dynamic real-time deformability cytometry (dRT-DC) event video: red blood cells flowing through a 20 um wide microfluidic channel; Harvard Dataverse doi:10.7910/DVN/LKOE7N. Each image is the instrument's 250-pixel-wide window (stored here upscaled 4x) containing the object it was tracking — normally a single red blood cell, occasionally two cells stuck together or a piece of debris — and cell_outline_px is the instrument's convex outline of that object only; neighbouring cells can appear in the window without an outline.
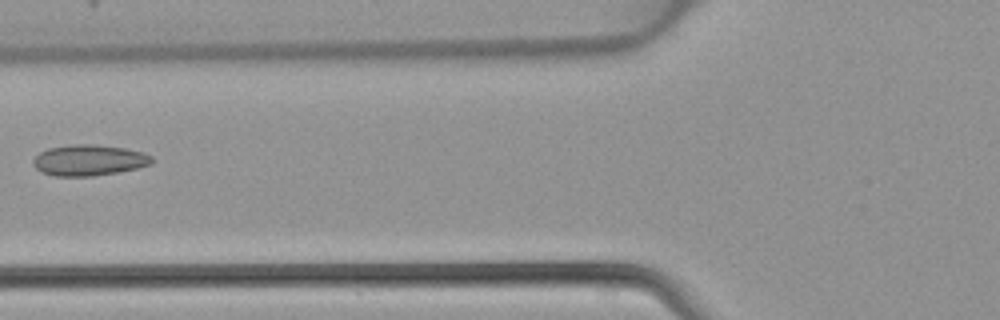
{"species": "common noctule bat (a hibernating species)", "species_latin": "Nyctalus noctula", "temperature_condition": "warm", "stored_images_in_passage": 5, "camera_frame_rate_fps": 3000, "um_per_image_px": 0.085, "animal": {"sex": "female", "body_mass_g": 22.7, "forearm_length_mm": 54.2}, "frame": {"image": 1, "passage_image": 5, "time_ms": 1.333, "image_size_px": [1000, 320], "cell_outline_px": [[152, 164], [136, 168], [116, 172], [92, 176], [56, 176], [40, 172], [32, 164], [32, 160], [40, 152], [48, 148], [72, 144], [92, 144], [124, 148], [144, 152], [152, 156]], "centroid_in_image_um": [7.54, 13.61], "position_along_channel_um": 118.3, "area_um2": 21.39}}